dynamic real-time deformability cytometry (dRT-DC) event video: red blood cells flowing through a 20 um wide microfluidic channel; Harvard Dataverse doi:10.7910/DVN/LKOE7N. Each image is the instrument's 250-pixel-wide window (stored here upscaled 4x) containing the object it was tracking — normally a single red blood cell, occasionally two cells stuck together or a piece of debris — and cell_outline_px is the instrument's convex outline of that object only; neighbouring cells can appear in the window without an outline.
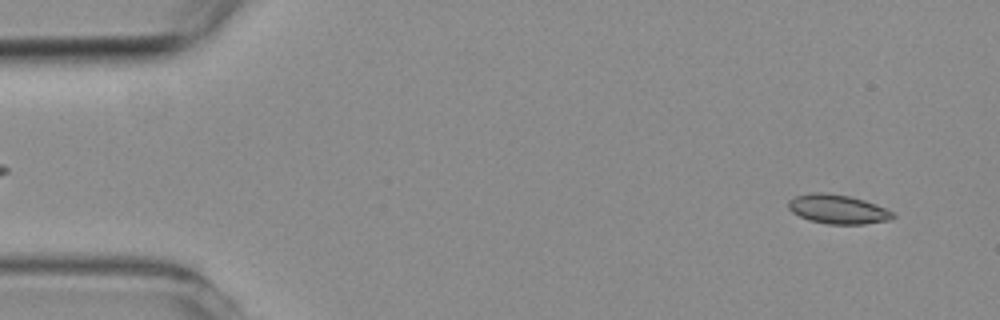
{"species": "common noctule bat (a hibernating species)", "species_latin": "Nyctalus noctula", "temperature_condition": "room temperature", "stored_images_in_passage": 6, "segment_of_instrument_passage": [2, 2], "camera_frame_rate_fps": 3000, "um_per_image_px": 0.085, "animal": {"sex": "female", "body_mass_g": 19.3, "forearm_length_mm": 54.1}, "frame": {"image": 1, "passage_image": 6, "time_ms": 5.667, "image_size_px": [1000, 320], "cell_outline_px": [[896, 216], [892, 220], [864, 224], [828, 224], [808, 220], [792, 212], [788, 208], [788, 200], [796, 196], [812, 192], [828, 192], [852, 196], [876, 204], [896, 212]], "centroid_in_image_um": [71.26, 17.78], "position_along_channel_um": 13.7, "area_um2": 18.15}}